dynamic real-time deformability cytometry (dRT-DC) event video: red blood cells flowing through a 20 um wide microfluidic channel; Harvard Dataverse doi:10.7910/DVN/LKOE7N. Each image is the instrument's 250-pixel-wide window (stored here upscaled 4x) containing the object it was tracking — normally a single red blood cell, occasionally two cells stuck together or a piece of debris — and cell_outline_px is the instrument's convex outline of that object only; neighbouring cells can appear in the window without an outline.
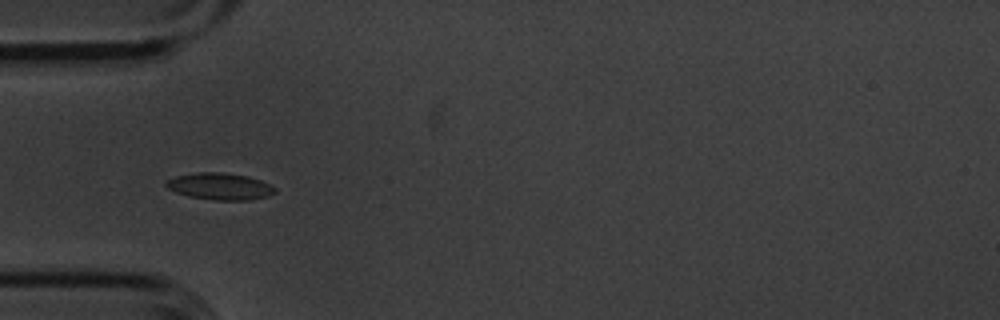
{"species": "common noctule bat (a hibernating species)", "species_latin": "Nyctalus noctula", "temperature_condition": "cold", "stored_images_in_passage": 39, "camera_frame_rate_fps": 3000, "um_per_image_px": 0.085, "animal": {"sex": "male", "body_mass_g": 20.1, "forearm_length_mm": 53.5}, "frame": {"image": 1, "passage_image": 1, "time_ms": 0.0, "image_size_px": [1000, 320], "cell_outline_px": [[276, 192], [268, 196], [248, 200], [216, 200], [188, 196], [176, 192], [168, 188], [164, 184], [168, 180], [176, 176], [196, 172], [224, 172], [248, 176], [260, 180], [276, 188]], "centroid_in_image_um": [18.7, 15.83], "position_along_channel_um": 66.3, "area_um2": 16.94}}
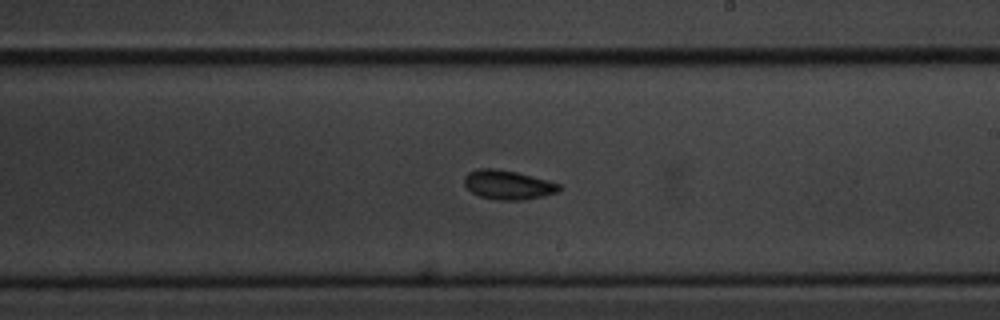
{"frame": {"image": 2, "passage_image": 16, "time_ms": 5.0, "image_size_px": [1000, 320], "cell_outline_px": [[560, 192], [544, 196], [524, 200], [496, 200], [480, 196], [472, 192], [464, 184], [464, 176], [468, 172], [480, 168], [492, 168], [516, 172], [548, 180], [560, 184]], "centroid_in_image_um": [43.19, 15.72], "position_along_channel_um": 245.8, "area_um2": 16.18}}
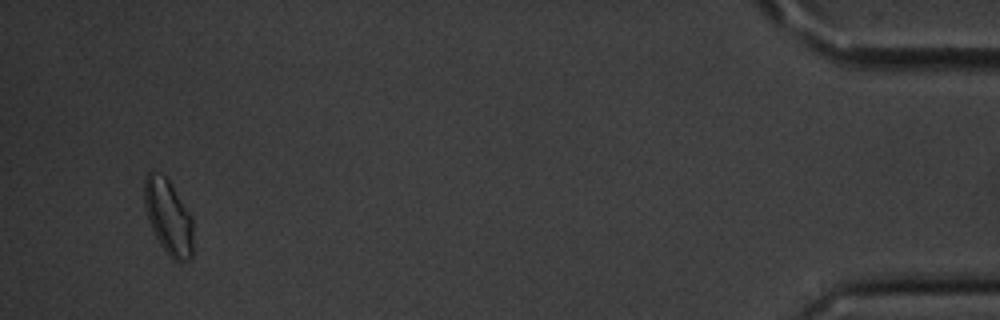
{"frame": {"image": 3, "passage_image": 37, "time_ms": 12.0, "image_size_px": [1000, 320], "cell_outline_px": [[192, 256], [188, 260], [180, 264], [172, 260], [168, 256], [160, 244], [148, 220], [144, 208], [144, 176], [148, 172], [160, 172], [168, 180], [192, 216]], "centroid_in_image_um": [14.3, 18.47], "position_along_channel_um": 420.9, "area_um2": 21.5}, "authors_computed_cell_mechanics": {"area_um2": 16.2996, "velocity_mm_per_s": 3.5849, "shape_relaxation_time_tau1_ms": 1.9742, "shape_relaxation_time_tau2_ms": 2.9592, "deformation_change_tau1": 0.0758, "deformation_change_tau2": 0.0595}}